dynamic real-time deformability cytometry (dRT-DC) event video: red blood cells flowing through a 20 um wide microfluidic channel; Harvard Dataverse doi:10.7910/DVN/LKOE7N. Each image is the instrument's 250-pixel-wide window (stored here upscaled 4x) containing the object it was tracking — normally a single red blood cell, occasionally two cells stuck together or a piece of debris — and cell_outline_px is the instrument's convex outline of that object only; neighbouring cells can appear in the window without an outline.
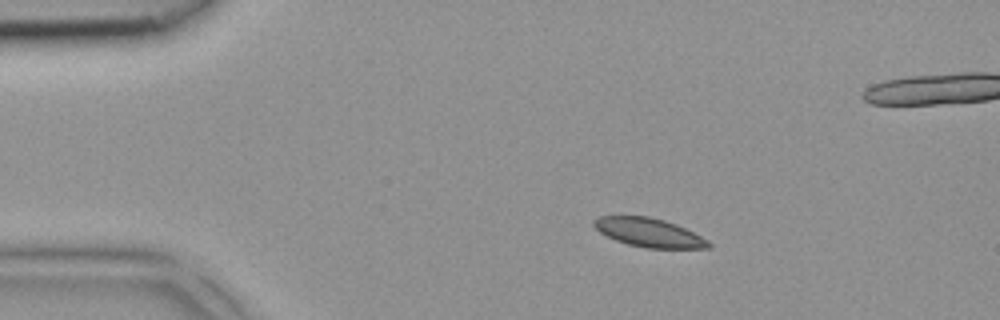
{"species": "common noctule bat (a hibernating species)", "species_latin": "Nyctalus noctula", "temperature_condition": "room temperature", "stored_images_in_passage": 5, "camera_frame_rate_fps": 3000, "um_per_image_px": 0.085, "animal": {"sex": "female", "body_mass_g": 18.4}, "frame": {"image": 1, "passage_image": 3, "time_ms": 0.667, "image_size_px": [1000, 320], "cell_outline_px": [[712, 244], [708, 248], [644, 248], [628, 244], [616, 240], [600, 232], [592, 224], [592, 220], [600, 216], [648, 216], [664, 220], [676, 224], [708, 240]], "centroid_in_image_um": [55.14, 19.76], "position_along_channel_um": 29.9, "area_um2": 19.07}}